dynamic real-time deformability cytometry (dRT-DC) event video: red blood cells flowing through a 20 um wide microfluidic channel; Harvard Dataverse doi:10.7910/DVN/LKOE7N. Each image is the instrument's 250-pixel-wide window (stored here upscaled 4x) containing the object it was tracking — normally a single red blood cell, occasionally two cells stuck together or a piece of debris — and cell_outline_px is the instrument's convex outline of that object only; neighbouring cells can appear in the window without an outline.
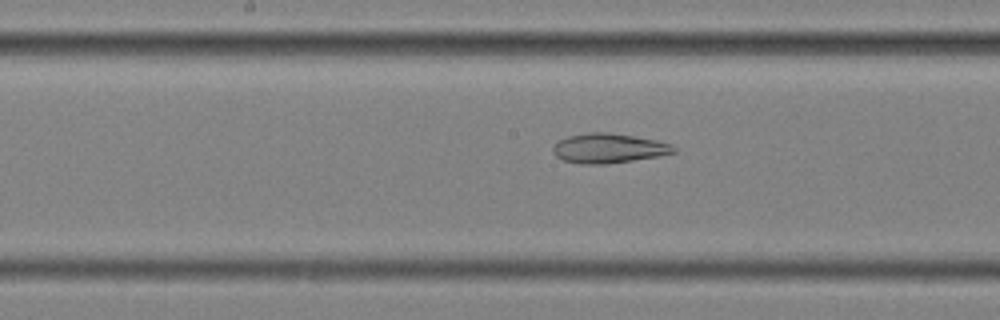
{"species": "common noctule bat (a hibernating species)", "species_latin": "Nyctalus noctula", "temperature_condition": "cold", "stored_images_in_passage": 48, "camera_frame_rate_fps": 3000, "um_per_image_px": 0.085, "animal": {"sex": "female", "body_mass_g": 25.1}, "frame": {"image": 1, "passage_image": 20, "time_ms": 6.333, "image_size_px": [1000, 320], "cell_outline_px": [[676, 152], [660, 156], [604, 164], [580, 164], [564, 160], [556, 156], [552, 152], [552, 148], [560, 140], [568, 136], [588, 132], [608, 132], [656, 140], [672, 144], [676, 148]], "centroid_in_image_um": [51.74, 12.6], "position_along_channel_um": 196.5, "area_um2": 20.75}}
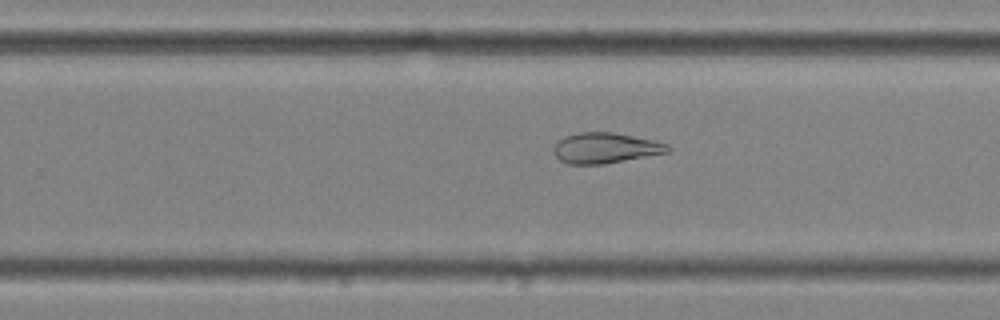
{"frame": {"image": 2, "passage_image": 27, "time_ms": 8.667, "image_size_px": [1000, 320], "cell_outline_px": [[672, 148], [668, 152], [604, 164], [568, 164], [560, 160], [552, 152], [552, 148], [564, 136], [576, 132], [612, 132], [652, 140], [668, 144]], "centroid_in_image_um": [51.42, 12.58], "position_along_channel_um": 278.4, "area_um2": 20.23}}
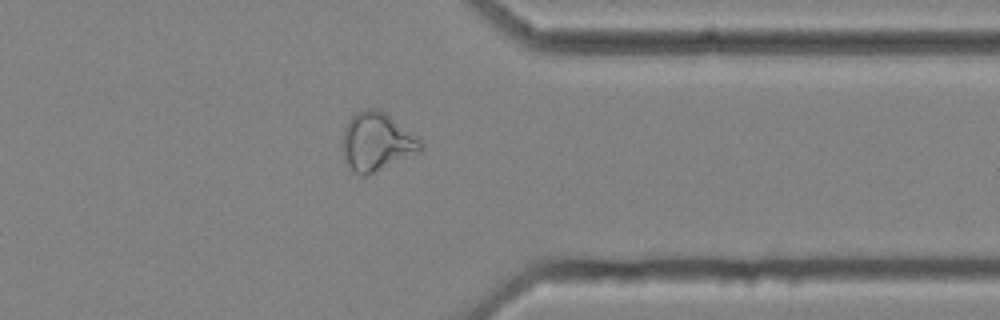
{"frame": {"image": 3, "passage_image": 36, "time_ms": 11.667, "image_size_px": [1000, 320], "cell_outline_px": [[424, 148], [420, 152], [368, 176], [360, 176], [352, 172], [344, 164], [340, 148], [344, 128], [348, 120], [356, 112], [368, 108], [380, 108], [420, 140], [424, 144]], "centroid_in_image_um": [31.96, 12.09], "position_along_channel_um": 379.4, "area_um2": 27.28}, "authors_computed_cell_mechanics": {"area_um2": 26.7036, "velocity_mm_per_s": 3.5155, "shape_relaxation_time_tau1_ms": null, "shape_relaxation_time_tau2_ms": 3.8025, "deformation_change_tau1": null, "deformation_change_tau2": 0.1259}}